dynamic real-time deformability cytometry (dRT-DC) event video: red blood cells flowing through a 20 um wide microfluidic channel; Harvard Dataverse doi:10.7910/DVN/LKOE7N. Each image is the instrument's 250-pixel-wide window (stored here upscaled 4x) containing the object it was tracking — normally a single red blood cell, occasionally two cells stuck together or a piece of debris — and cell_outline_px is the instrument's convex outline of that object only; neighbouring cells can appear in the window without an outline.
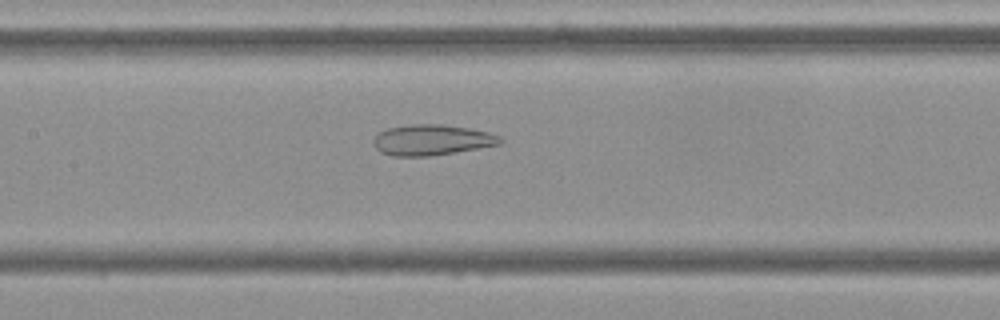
{"species": "Egyptian fruit bat (a non-hibernating species)", "species_latin": "Rousettus aegyptiacus", "temperature_condition": "cold", "stored_images_in_passage": 54, "camera_frame_rate_fps": 3000, "um_per_image_px": 0.085, "frame": {"image": 1, "passage_image": 25, "time_ms": 8.0, "image_size_px": [1000, 320], "cell_outline_px": [[504, 140], [500, 144], [428, 156], [392, 156], [380, 152], [372, 144], [372, 140], [376, 132], [388, 128], [412, 124], [440, 124], [468, 128], [488, 132], [500, 136]], "centroid_in_image_um": [36.63, 11.89], "position_along_channel_um": 170.8, "area_um2": 22.6}}
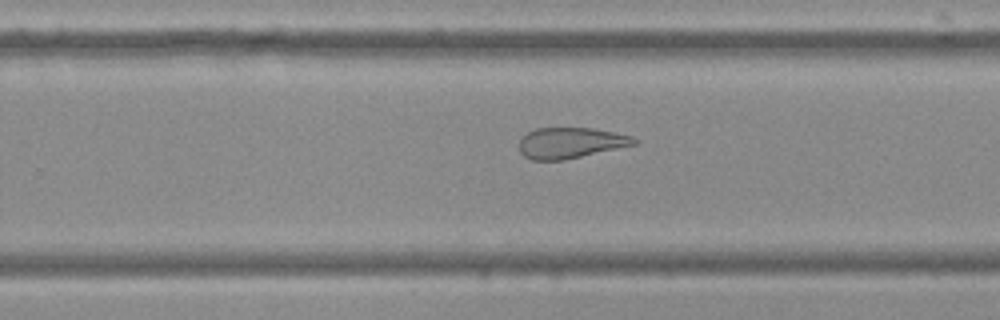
{"frame": {"image": 2, "passage_image": 34, "time_ms": 11.0, "image_size_px": [1000, 320], "cell_outline_px": [[640, 140], [636, 144], [564, 160], [532, 160], [524, 156], [520, 152], [520, 140], [528, 132], [536, 128], [592, 128], [632, 136]], "centroid_in_image_um": [48.5, 12.14], "position_along_channel_um": 281.3, "area_um2": 20.46}}
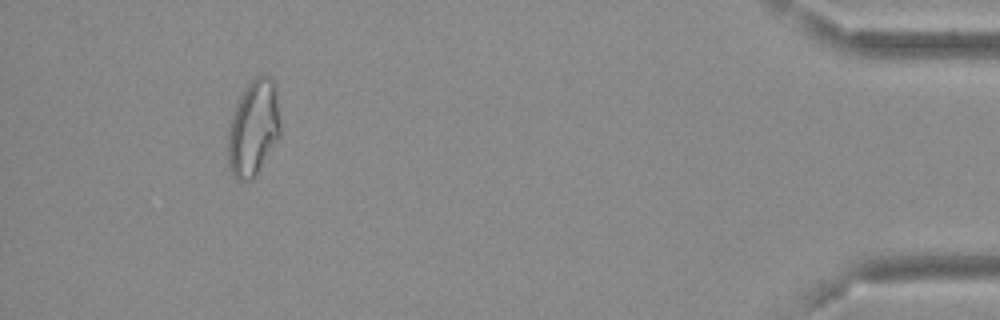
{"frame": {"image": 3, "passage_image": 50, "time_ms": 16.333, "image_size_px": [1000, 320], "cell_outline_px": [[280, 136], [256, 176], [252, 180], [236, 180], [228, 172], [228, 124], [232, 112], [240, 96], [248, 84], [256, 76], [272, 76], [276, 92], [280, 124]], "centroid_in_image_um": [21.52, 10.94], "position_along_channel_um": 413.7, "area_um2": 29.59}, "authors_computed_cell_mechanics": {"area_um2": 27.3972, "velocity_mm_per_s": 3.7003, "shape_relaxation_time_tau1_ms": null, "shape_relaxation_time_tau2_ms": 3.1824, "deformation_change_tau1": null, "deformation_change_tau2": 0.1266}}